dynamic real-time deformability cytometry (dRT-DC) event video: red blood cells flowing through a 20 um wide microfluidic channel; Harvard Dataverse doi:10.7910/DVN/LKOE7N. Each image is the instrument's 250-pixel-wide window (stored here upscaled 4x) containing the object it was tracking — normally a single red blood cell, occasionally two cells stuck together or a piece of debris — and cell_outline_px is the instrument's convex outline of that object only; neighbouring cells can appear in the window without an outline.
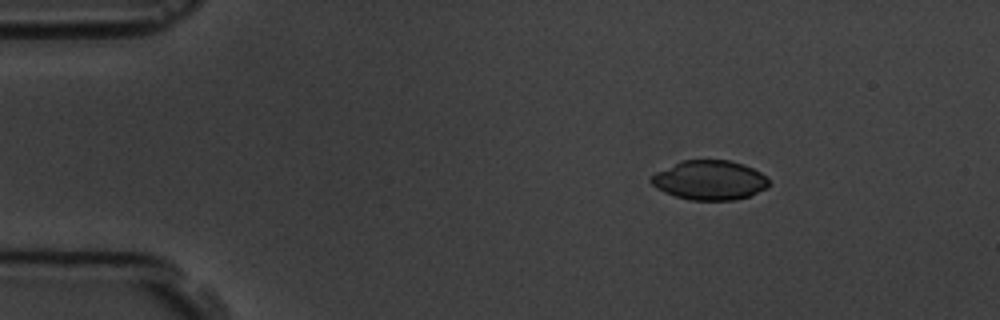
{"species": "common noctule bat (a hibernating species)", "species_latin": "Nyctalus noctula", "temperature_condition": "room temperature", "stored_images_in_passage": 5, "camera_frame_rate_fps": 3000, "um_per_image_px": 0.085, "animal": {"sex": "male", "body_mass_g": 19.5, "forearm_length_mm": 54.6}, "frame": {"image": 1, "passage_image": 2, "time_ms": 1.0, "image_size_px": [1000, 320], "cell_outline_px": [[768, 188], [748, 196], [732, 200], [688, 200], [664, 192], [656, 188], [648, 180], [656, 172], [684, 160], [728, 160], [744, 164], [760, 172], [768, 180]], "centroid_in_image_um": [60.31, 15.32], "position_along_channel_um": 24.7, "area_um2": 26.88}}